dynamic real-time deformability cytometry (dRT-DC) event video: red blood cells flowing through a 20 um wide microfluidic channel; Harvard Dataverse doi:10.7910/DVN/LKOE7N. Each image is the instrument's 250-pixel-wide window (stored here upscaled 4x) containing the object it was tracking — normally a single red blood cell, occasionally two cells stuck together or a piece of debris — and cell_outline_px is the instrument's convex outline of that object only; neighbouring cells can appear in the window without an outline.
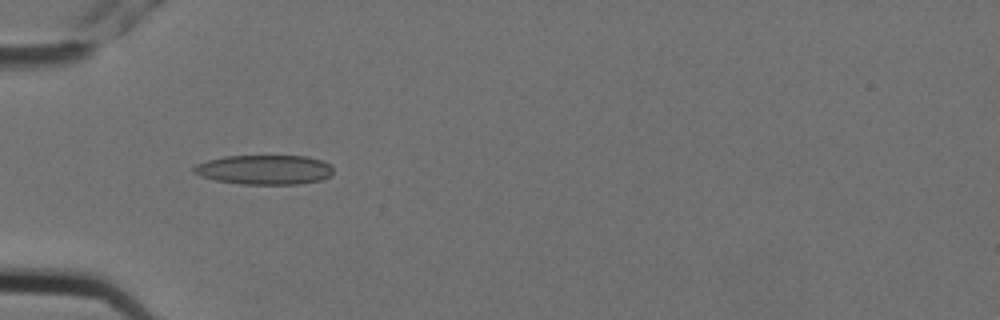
{"species": "Egyptian fruit bat (a non-hibernating species)", "species_latin": "Rousettus aegyptiacus", "temperature_condition": "cold", "stored_images_in_passage": 9, "camera_frame_rate_fps": 3000, "um_per_image_px": 0.085, "animal": {"sex": "female"}, "frame": {"image": 1, "passage_image": 6, "time_ms": 1.667, "image_size_px": [1000, 320], "cell_outline_px": [[332, 172], [328, 176], [320, 180], [296, 184], [240, 184], [216, 180], [200, 176], [192, 172], [192, 168], [196, 164], [208, 160], [224, 156], [308, 156], [320, 160], [328, 164], [332, 168]], "centroid_in_image_um": [22.42, 14.42], "position_along_channel_um": 62.6, "area_um2": 23.87}}
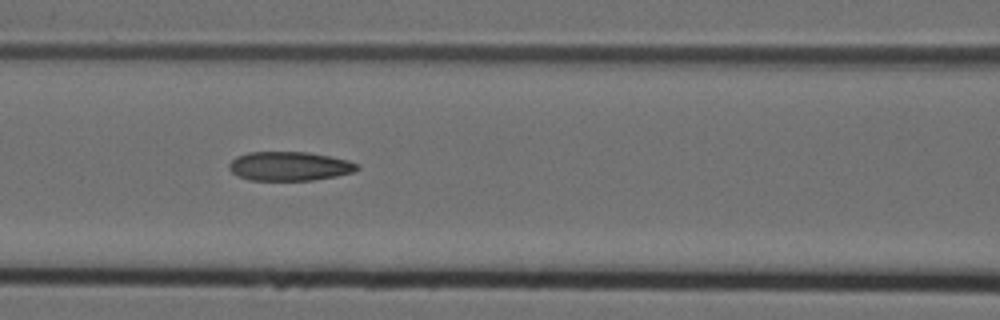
{"frame": {"image": 2, "passage_image": 8, "time_ms": 2.333, "image_size_px": [1000, 320], "cell_outline_px": [[360, 168], [352, 172], [336, 176], [312, 180], [248, 180], [236, 176], [228, 168], [228, 164], [236, 156], [248, 152], [308, 152], [348, 160], [356, 164]], "centroid_in_image_um": [24.55, 14.13], "position_along_channel_um": 142.1, "area_um2": 21.68}}
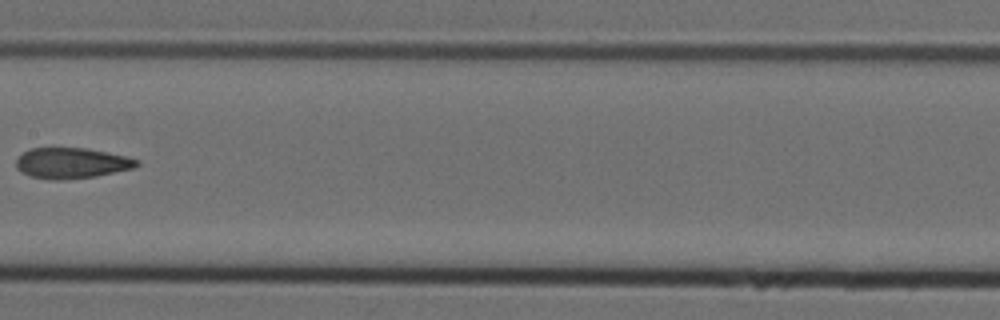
{"frame": {"image": 3, "passage_image": 9, "time_ms": 2.667, "image_size_px": [1000, 320], "cell_outline_px": [[140, 164], [132, 168], [96, 176], [60, 180], [52, 180], [32, 176], [20, 172], [16, 168], [16, 160], [24, 152], [32, 148], [88, 148], [128, 156], [140, 160]], "centroid_in_image_um": [6.1, 13.86], "position_along_channel_um": 201.3, "area_um2": 21.56}}